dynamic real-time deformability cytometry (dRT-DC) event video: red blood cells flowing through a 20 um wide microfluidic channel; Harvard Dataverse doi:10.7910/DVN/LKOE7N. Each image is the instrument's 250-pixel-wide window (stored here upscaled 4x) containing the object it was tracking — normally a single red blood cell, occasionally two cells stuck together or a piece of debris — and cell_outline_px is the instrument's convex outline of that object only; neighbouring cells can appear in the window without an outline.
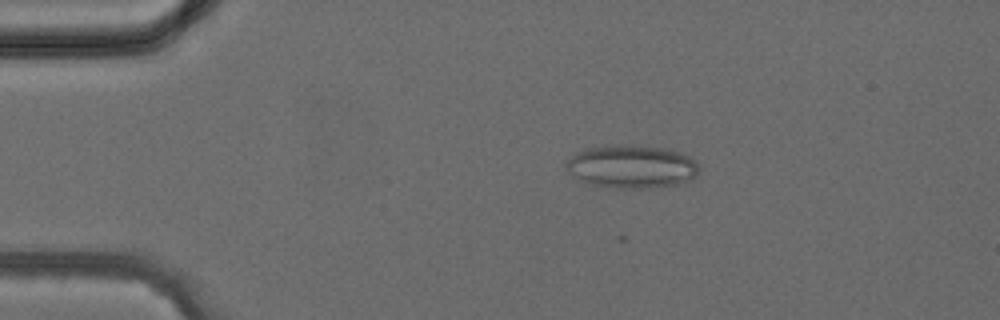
{"species": "common noctule bat (a hibernating species)", "species_latin": "Nyctalus noctula", "temperature_condition": "cold", "stored_images_in_passage": 28, "camera_frame_rate_fps": 3000, "um_per_image_px": 0.085, "animal": {"sex": "female", "body_mass_g": 24.6, "forearm_length_mm": 56.2}, "frame": {"image": 1, "passage_image": 6, "time_ms": 1.667, "image_size_px": [1000, 320], "cell_outline_px": [[700, 168], [696, 176], [688, 180], [676, 184], [648, 188], [612, 188], [596, 184], [584, 180], [568, 172], [564, 164], [576, 152], [584, 148], [616, 144], [628, 144], [664, 148], [680, 152], [688, 156]], "centroid_in_image_um": [53.68, 14.13], "position_along_channel_um": 31.3, "area_um2": 33.18}}
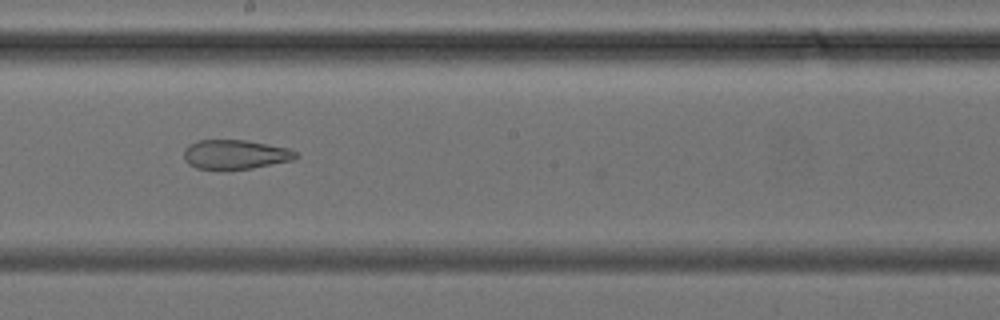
{"frame": {"image": 2, "passage_image": 21, "time_ms": 6.667, "image_size_px": [1000, 320], "cell_outline_px": [[300, 156], [292, 160], [252, 168], [196, 168], [188, 164], [184, 160], [184, 148], [188, 144], [200, 140], [244, 140], [288, 148], [296, 152]], "centroid_in_image_um": [19.98, 13.11], "position_along_channel_um": 228.2, "area_um2": 18.84}}
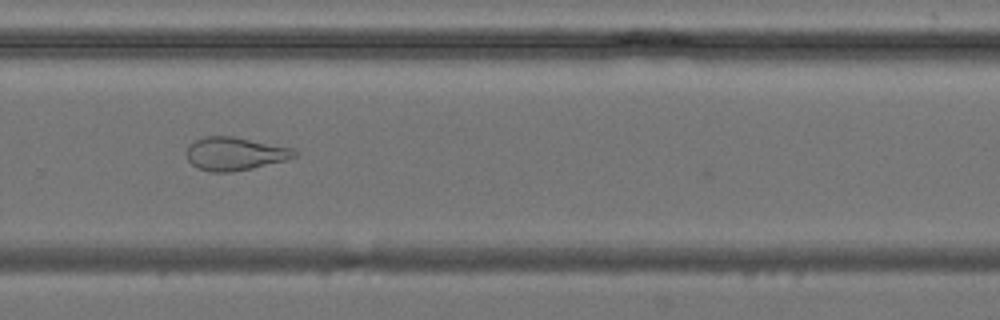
{"frame": {"image": 3, "passage_image": 26, "time_ms": 8.333, "image_size_px": [1000, 320], "cell_outline_px": [[296, 156], [288, 160], [252, 168], [232, 172], [212, 172], [196, 168], [188, 160], [184, 152], [188, 144], [204, 136], [232, 136], [292, 148], [296, 152]], "centroid_in_image_um": [19.91, 13.07], "position_along_channel_um": 309.9, "area_um2": 20.98}}